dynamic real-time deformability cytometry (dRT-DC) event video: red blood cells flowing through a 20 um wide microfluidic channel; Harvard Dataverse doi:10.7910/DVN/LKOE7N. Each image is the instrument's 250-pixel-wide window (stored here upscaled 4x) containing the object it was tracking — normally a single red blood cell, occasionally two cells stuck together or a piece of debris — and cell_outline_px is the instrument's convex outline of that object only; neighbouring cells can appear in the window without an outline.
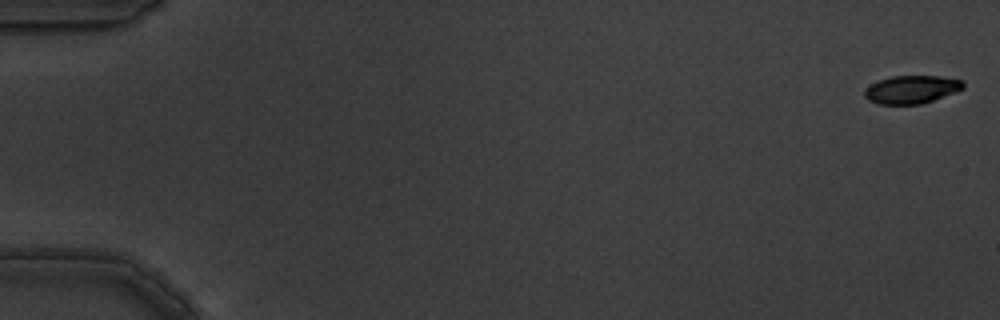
{"species": "common noctule bat (a hibernating species)", "species_latin": "Nyctalus noctula", "temperature_condition": "warm", "stored_images_in_passage": 7, "camera_frame_rate_fps": 3000, "um_per_image_px": 0.085, "animal": {"sex": "male", "body_mass_g": 19.5, "forearm_length_mm": 54.6}, "frame": {"image": 1, "passage_image": 1, "time_ms": 0.0, "image_size_px": [1000, 320], "cell_outline_px": [[964, 88], [932, 100], [920, 104], [880, 104], [868, 100], [864, 96], [864, 92], [872, 84], [880, 80], [892, 76], [940, 76], [964, 80]], "centroid_in_image_um": [77.49, 7.6], "position_along_channel_um": 7.5, "area_um2": 15.84}}
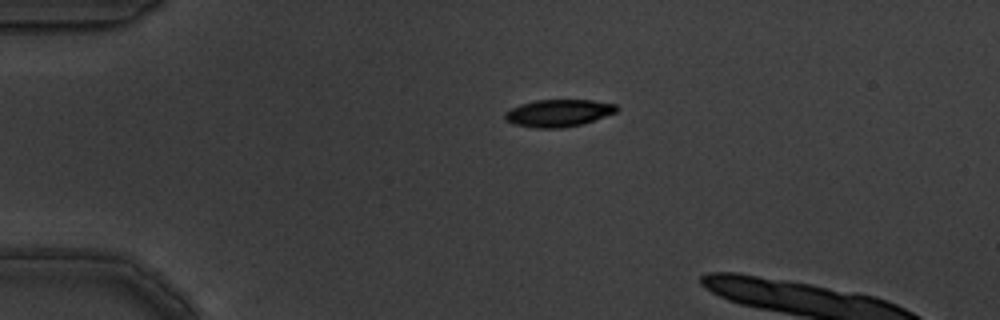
{"frame": {"image": 2, "passage_image": 5, "time_ms": 1.333, "image_size_px": [1000, 320], "cell_outline_px": [[620, 108], [616, 112], [584, 124], [564, 128], [536, 128], [512, 124], [504, 120], [504, 112], [520, 104], [536, 100], [592, 100], [616, 104]], "centroid_in_image_um": [47.46, 9.62], "position_along_channel_um": 37.5, "area_um2": 17.98}}